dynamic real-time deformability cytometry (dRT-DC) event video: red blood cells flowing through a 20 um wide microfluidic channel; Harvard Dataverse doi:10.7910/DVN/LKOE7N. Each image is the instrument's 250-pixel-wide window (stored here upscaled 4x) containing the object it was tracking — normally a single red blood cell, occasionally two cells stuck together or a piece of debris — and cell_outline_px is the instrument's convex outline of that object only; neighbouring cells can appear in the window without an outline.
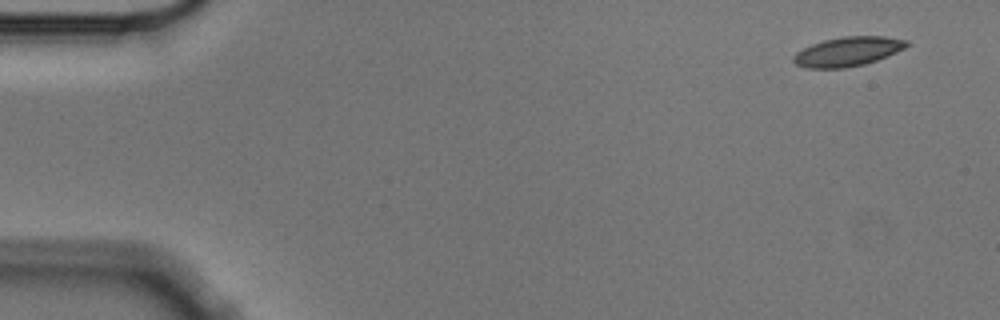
{"species": "Egyptian fruit bat (a non-hibernating species)", "species_latin": "Rousettus aegyptiacus", "temperature_condition": "cold", "stored_images_in_passage": 8, "camera_frame_rate_fps": 3000, "um_per_image_px": 0.085, "animal": {"sex": "male"}, "frame": {"image": 1, "passage_image": 1, "time_ms": 0.0, "image_size_px": [1000, 320], "cell_outline_px": [[908, 44], [904, 48], [888, 56], [864, 64], [844, 68], [808, 68], [796, 64], [792, 60], [792, 56], [796, 52], [812, 44], [824, 40], [844, 36], [884, 36], [908, 40]], "centroid_in_image_um": [72.05, 4.38], "position_along_channel_um": 12.9, "area_um2": 19.25}}
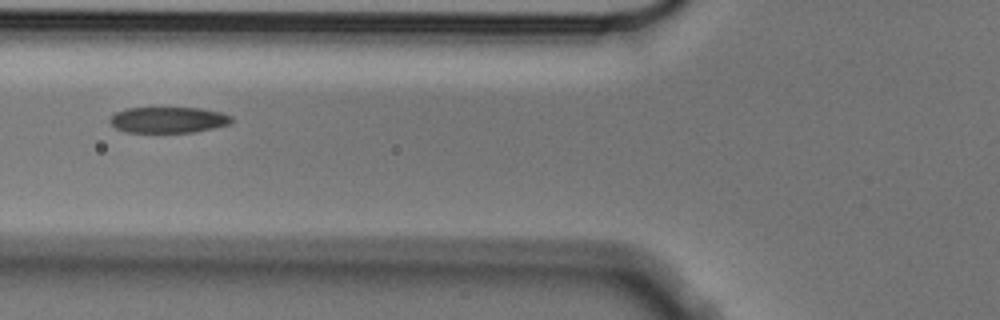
{"frame": {"image": 2, "passage_image": 6, "time_ms": 1.667, "image_size_px": [1000, 320], "cell_outline_px": [[232, 124], [196, 132], [124, 132], [116, 128], [108, 120], [116, 112], [128, 108], [200, 108], [220, 112], [232, 116]], "centroid_in_image_um": [14.33, 10.19], "position_along_channel_um": 111.5, "area_um2": 18.44}}
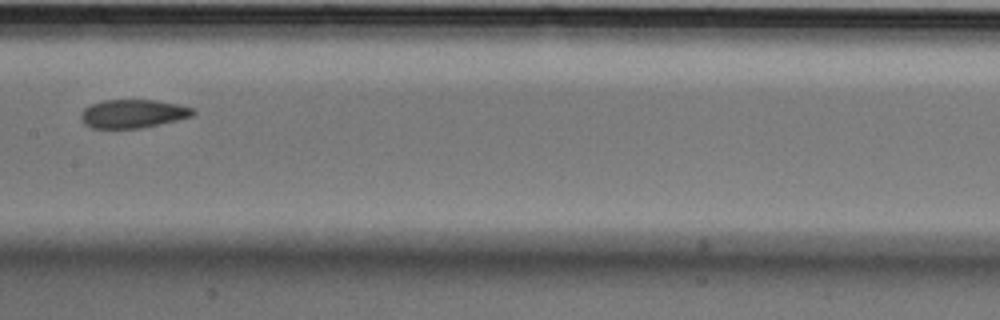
{"frame": {"image": 3, "passage_image": 8, "time_ms": 2.333, "image_size_px": [1000, 320], "cell_outline_px": [[196, 112], [192, 116], [160, 124], [140, 128], [92, 128], [84, 124], [80, 116], [84, 108], [92, 104], [104, 100], [156, 100], [180, 104], [196, 108]], "centroid_in_image_um": [11.34, 9.66], "position_along_channel_um": 196.1, "area_um2": 18.67}}